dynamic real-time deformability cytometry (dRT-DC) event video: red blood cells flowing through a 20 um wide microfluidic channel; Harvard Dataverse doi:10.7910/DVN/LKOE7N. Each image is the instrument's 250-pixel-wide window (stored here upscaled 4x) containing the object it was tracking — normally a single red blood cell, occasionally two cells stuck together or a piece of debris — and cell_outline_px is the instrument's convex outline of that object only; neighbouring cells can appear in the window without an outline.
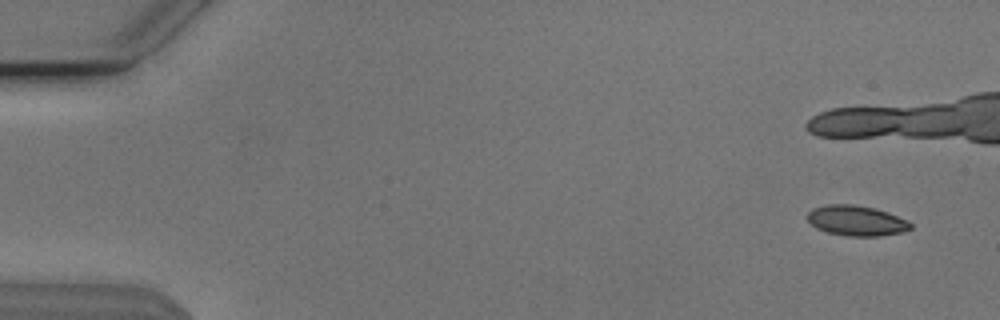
{"species": "Egyptian fruit bat (a non-hibernating species)", "species_latin": "Rousettus aegyptiacus", "temperature_condition": "cold", "stored_images_in_passage": 25, "camera_frame_rate_fps": 3000, "um_per_image_px": 0.085, "animal": {"sex": "male"}, "frame": {"image": 1, "passage_image": 4, "time_ms": 1.0, "image_size_px": [1000, 320], "cell_outline_px": [[912, 228], [904, 232], [880, 236], [848, 236], [828, 232], [816, 228], [808, 220], [808, 212], [812, 208], [828, 204], [852, 204], [876, 208], [888, 212], [912, 224]], "centroid_in_image_um": [72.79, 18.75], "position_along_channel_um": 12.2, "area_um2": 18.15}}